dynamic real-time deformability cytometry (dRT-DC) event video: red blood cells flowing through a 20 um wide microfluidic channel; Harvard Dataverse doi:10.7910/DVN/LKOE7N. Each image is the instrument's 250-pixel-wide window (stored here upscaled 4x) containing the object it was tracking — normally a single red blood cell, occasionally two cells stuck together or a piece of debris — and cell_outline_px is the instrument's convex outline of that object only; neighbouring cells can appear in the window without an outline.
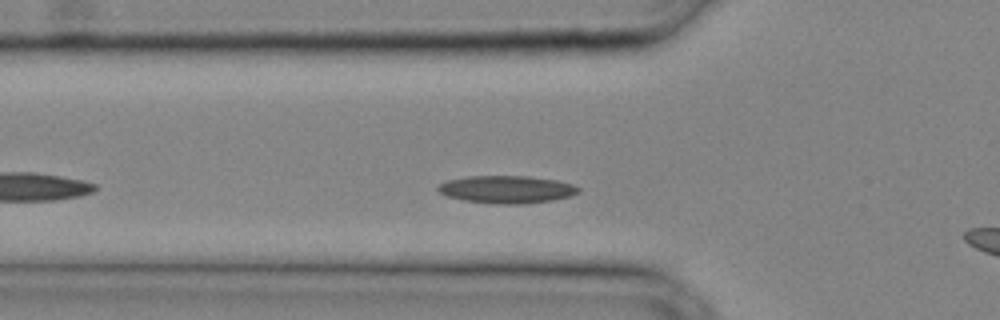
{"species": "common noctule bat (a hibernating species)", "species_latin": "Nyctalus noctula", "temperature_condition": "cold", "stored_images_in_passage": 23, "camera_frame_rate_fps": 3000, "um_per_image_px": 0.085, "animal": {"sex": "male", "body_mass_g": 20.4}, "frame": {"image": 1, "passage_image": 4, "time_ms": 1.0, "image_size_px": [1000, 320], "cell_outline_px": [[580, 192], [568, 196], [552, 200], [520, 204], [496, 204], [464, 200], [448, 196], [440, 192], [436, 188], [440, 184], [448, 180], [468, 176], [528, 176], [556, 180], [572, 184], [580, 188]], "centroid_in_image_um": [43.07, 16.09], "position_along_channel_um": 82.7, "area_um2": 22.37}}
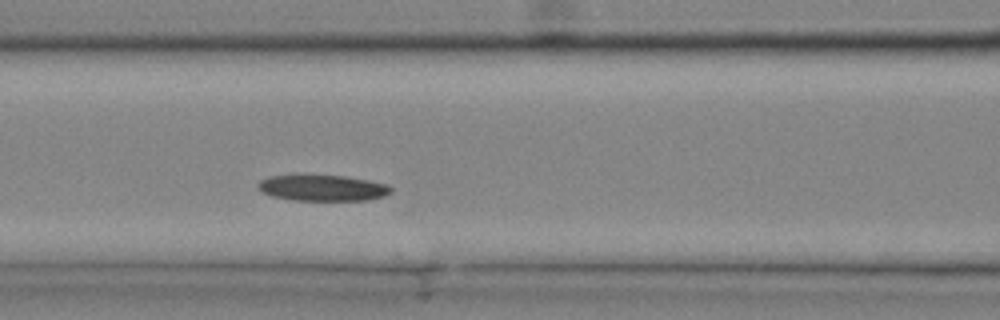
{"frame": {"image": 2, "passage_image": 7, "time_ms": 2.0, "image_size_px": [1000, 320], "cell_outline_px": [[392, 192], [384, 196], [368, 200], [292, 200], [272, 196], [264, 192], [256, 184], [260, 180], [268, 176], [296, 172], [300, 172], [344, 176], [368, 180], [388, 184], [392, 188]], "centroid_in_image_um": [27.37, 15.92], "position_along_channel_um": 139.2, "area_um2": 21.04}}
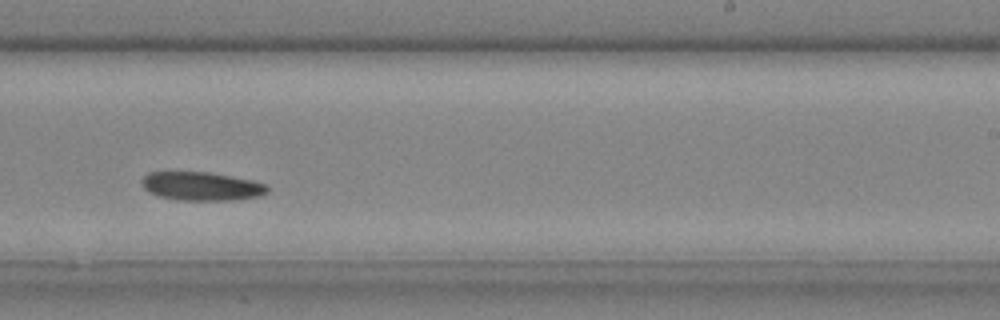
{"frame": {"image": 3, "passage_image": 14, "time_ms": 4.333, "image_size_px": [1000, 320], "cell_outline_px": [[268, 192], [260, 196], [232, 200], [176, 200], [160, 196], [148, 192], [144, 188], [140, 180], [148, 172], [208, 172], [252, 180], [268, 184]], "centroid_in_image_um": [17.13, 15.83], "position_along_channel_um": 271.9, "area_um2": 20.98}}